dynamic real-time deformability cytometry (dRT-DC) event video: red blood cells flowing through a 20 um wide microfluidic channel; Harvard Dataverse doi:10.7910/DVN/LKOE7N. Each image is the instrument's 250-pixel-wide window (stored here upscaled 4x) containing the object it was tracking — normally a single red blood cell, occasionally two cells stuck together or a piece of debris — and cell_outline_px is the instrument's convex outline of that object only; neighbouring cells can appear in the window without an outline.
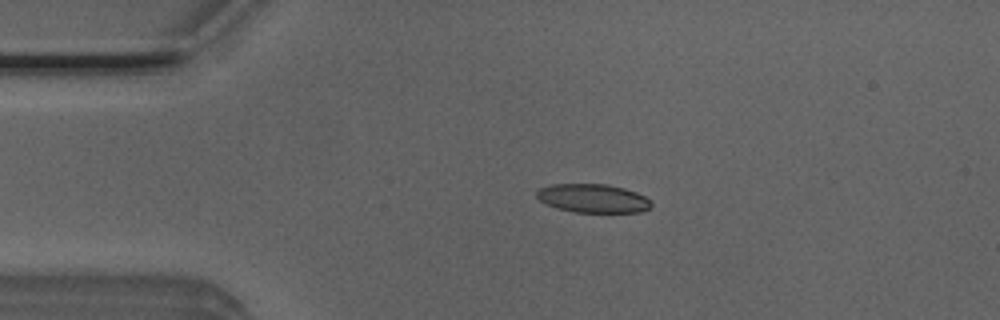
{"species": "Egyptian fruit bat (a non-hibernating species)", "species_latin": "Rousettus aegyptiacus", "temperature_condition": "room temperature", "stored_images_in_passage": 2, "camera_frame_rate_fps": 3000, "um_per_image_px": 0.085, "animal": {"sex": "male"}, "frame": {"image": 1, "passage_image": 1, "time_ms": 0.0, "image_size_px": [1000, 320], "cell_outline_px": [[652, 204], [648, 208], [640, 212], [572, 212], [556, 208], [544, 204], [536, 196], [536, 192], [540, 188], [552, 184], [608, 184], [624, 188], [636, 192], [652, 200]], "centroid_in_image_um": [50.38, 16.86], "position_along_channel_um": 34.6, "area_um2": 19.25}}